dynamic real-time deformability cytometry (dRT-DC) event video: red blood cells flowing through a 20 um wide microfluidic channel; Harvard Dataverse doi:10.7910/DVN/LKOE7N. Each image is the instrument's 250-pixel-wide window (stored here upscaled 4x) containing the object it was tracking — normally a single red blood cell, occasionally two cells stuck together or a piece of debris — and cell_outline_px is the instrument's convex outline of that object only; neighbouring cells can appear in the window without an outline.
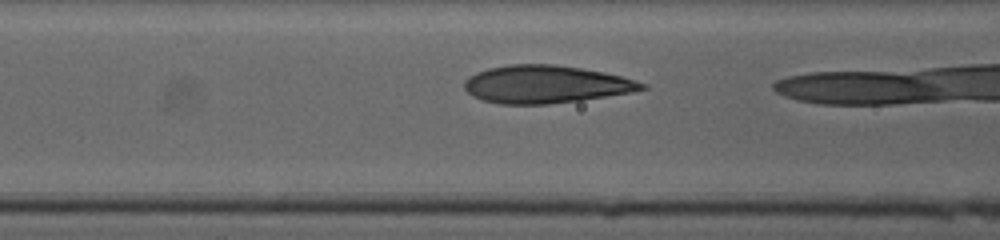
{"species": "human", "species_latin": "Homo sapiens", "temperature_condition": "cold", "stored_images_in_passage": 10, "camera_frame_rate_fps": 3000, "um_per_image_px": 0.085, "donor": {"sex": "female"}, "frame": {"image": 1, "passage_image": 9, "time_ms": 2.667, "image_size_px": [1000, 240], "cell_outline_px": [[648, 88], [632, 92], [580, 100], [548, 104], [500, 104], [484, 100], [472, 96], [464, 88], [464, 80], [468, 76], [476, 72], [488, 68], [508, 64], [552, 64], [580, 68], [604, 72], [620, 76], [648, 84]], "centroid_in_image_um": [46.36, 7.16], "position_along_channel_um": 120.2, "area_um2": 39.02}}